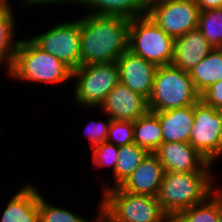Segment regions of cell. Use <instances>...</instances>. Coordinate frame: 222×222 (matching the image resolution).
Returning <instances> with one entry per match:
<instances>
[{
	"instance_id": "cell-1",
	"label": "cell",
	"mask_w": 222,
	"mask_h": 222,
	"mask_svg": "<svg viewBox=\"0 0 222 222\" xmlns=\"http://www.w3.org/2000/svg\"><path fill=\"white\" fill-rule=\"evenodd\" d=\"M80 21V66L117 62L128 49L130 20L85 14Z\"/></svg>"
},
{
	"instance_id": "cell-2",
	"label": "cell",
	"mask_w": 222,
	"mask_h": 222,
	"mask_svg": "<svg viewBox=\"0 0 222 222\" xmlns=\"http://www.w3.org/2000/svg\"><path fill=\"white\" fill-rule=\"evenodd\" d=\"M212 174V172H164L157 200L170 219L210 196L212 188L216 185Z\"/></svg>"
},
{
	"instance_id": "cell-3",
	"label": "cell",
	"mask_w": 222,
	"mask_h": 222,
	"mask_svg": "<svg viewBox=\"0 0 222 222\" xmlns=\"http://www.w3.org/2000/svg\"><path fill=\"white\" fill-rule=\"evenodd\" d=\"M7 71L10 78L22 82L63 85L72 79L70 67L43 51L29 37L20 40L14 60Z\"/></svg>"
},
{
	"instance_id": "cell-4",
	"label": "cell",
	"mask_w": 222,
	"mask_h": 222,
	"mask_svg": "<svg viewBox=\"0 0 222 222\" xmlns=\"http://www.w3.org/2000/svg\"><path fill=\"white\" fill-rule=\"evenodd\" d=\"M102 194L98 207L102 222H171L157 197L132 194L120 186Z\"/></svg>"
},
{
	"instance_id": "cell-5",
	"label": "cell",
	"mask_w": 222,
	"mask_h": 222,
	"mask_svg": "<svg viewBox=\"0 0 222 222\" xmlns=\"http://www.w3.org/2000/svg\"><path fill=\"white\" fill-rule=\"evenodd\" d=\"M199 100L200 94L196 91L189 72L173 65L157 67L152 93L148 99L151 112L190 106Z\"/></svg>"
},
{
	"instance_id": "cell-6",
	"label": "cell",
	"mask_w": 222,
	"mask_h": 222,
	"mask_svg": "<svg viewBox=\"0 0 222 222\" xmlns=\"http://www.w3.org/2000/svg\"><path fill=\"white\" fill-rule=\"evenodd\" d=\"M128 50L157 67L171 65L174 38L157 26L148 15L130 20Z\"/></svg>"
},
{
	"instance_id": "cell-7",
	"label": "cell",
	"mask_w": 222,
	"mask_h": 222,
	"mask_svg": "<svg viewBox=\"0 0 222 222\" xmlns=\"http://www.w3.org/2000/svg\"><path fill=\"white\" fill-rule=\"evenodd\" d=\"M74 100L82 107L100 106L108 93L120 82L116 62L83 65L72 70Z\"/></svg>"
},
{
	"instance_id": "cell-8",
	"label": "cell",
	"mask_w": 222,
	"mask_h": 222,
	"mask_svg": "<svg viewBox=\"0 0 222 222\" xmlns=\"http://www.w3.org/2000/svg\"><path fill=\"white\" fill-rule=\"evenodd\" d=\"M200 9L194 0L149 2L147 15L172 38L198 28Z\"/></svg>"
},
{
	"instance_id": "cell-9",
	"label": "cell",
	"mask_w": 222,
	"mask_h": 222,
	"mask_svg": "<svg viewBox=\"0 0 222 222\" xmlns=\"http://www.w3.org/2000/svg\"><path fill=\"white\" fill-rule=\"evenodd\" d=\"M30 39L43 51L52 54L72 70L80 67L79 19L58 23Z\"/></svg>"
},
{
	"instance_id": "cell-10",
	"label": "cell",
	"mask_w": 222,
	"mask_h": 222,
	"mask_svg": "<svg viewBox=\"0 0 222 222\" xmlns=\"http://www.w3.org/2000/svg\"><path fill=\"white\" fill-rule=\"evenodd\" d=\"M219 111L206 105L201 99L194 104V123L189 137L193 146L208 162L219 158Z\"/></svg>"
},
{
	"instance_id": "cell-11",
	"label": "cell",
	"mask_w": 222,
	"mask_h": 222,
	"mask_svg": "<svg viewBox=\"0 0 222 222\" xmlns=\"http://www.w3.org/2000/svg\"><path fill=\"white\" fill-rule=\"evenodd\" d=\"M154 153L164 172H212L214 166L187 142H163Z\"/></svg>"
},
{
	"instance_id": "cell-12",
	"label": "cell",
	"mask_w": 222,
	"mask_h": 222,
	"mask_svg": "<svg viewBox=\"0 0 222 222\" xmlns=\"http://www.w3.org/2000/svg\"><path fill=\"white\" fill-rule=\"evenodd\" d=\"M111 120L135 122L149 110L148 99L119 82L99 106Z\"/></svg>"
},
{
	"instance_id": "cell-13",
	"label": "cell",
	"mask_w": 222,
	"mask_h": 222,
	"mask_svg": "<svg viewBox=\"0 0 222 222\" xmlns=\"http://www.w3.org/2000/svg\"><path fill=\"white\" fill-rule=\"evenodd\" d=\"M120 82L130 90L149 99L157 70L155 64L126 50L118 59Z\"/></svg>"
},
{
	"instance_id": "cell-14",
	"label": "cell",
	"mask_w": 222,
	"mask_h": 222,
	"mask_svg": "<svg viewBox=\"0 0 222 222\" xmlns=\"http://www.w3.org/2000/svg\"><path fill=\"white\" fill-rule=\"evenodd\" d=\"M163 174L158 156L149 153L120 187L132 194L157 197Z\"/></svg>"
},
{
	"instance_id": "cell-15",
	"label": "cell",
	"mask_w": 222,
	"mask_h": 222,
	"mask_svg": "<svg viewBox=\"0 0 222 222\" xmlns=\"http://www.w3.org/2000/svg\"><path fill=\"white\" fill-rule=\"evenodd\" d=\"M213 49L214 47L198 29L188 31L174 39L171 65L190 72Z\"/></svg>"
},
{
	"instance_id": "cell-16",
	"label": "cell",
	"mask_w": 222,
	"mask_h": 222,
	"mask_svg": "<svg viewBox=\"0 0 222 222\" xmlns=\"http://www.w3.org/2000/svg\"><path fill=\"white\" fill-rule=\"evenodd\" d=\"M159 119L163 142H187L194 123V105L154 112Z\"/></svg>"
},
{
	"instance_id": "cell-17",
	"label": "cell",
	"mask_w": 222,
	"mask_h": 222,
	"mask_svg": "<svg viewBox=\"0 0 222 222\" xmlns=\"http://www.w3.org/2000/svg\"><path fill=\"white\" fill-rule=\"evenodd\" d=\"M0 222H39V190L32 184L23 186L8 201Z\"/></svg>"
},
{
	"instance_id": "cell-18",
	"label": "cell",
	"mask_w": 222,
	"mask_h": 222,
	"mask_svg": "<svg viewBox=\"0 0 222 222\" xmlns=\"http://www.w3.org/2000/svg\"><path fill=\"white\" fill-rule=\"evenodd\" d=\"M90 15L120 16L129 20L147 15L149 0H82Z\"/></svg>"
},
{
	"instance_id": "cell-19",
	"label": "cell",
	"mask_w": 222,
	"mask_h": 222,
	"mask_svg": "<svg viewBox=\"0 0 222 222\" xmlns=\"http://www.w3.org/2000/svg\"><path fill=\"white\" fill-rule=\"evenodd\" d=\"M196 91L201 95L215 82L222 80V48H214L190 72Z\"/></svg>"
},
{
	"instance_id": "cell-20",
	"label": "cell",
	"mask_w": 222,
	"mask_h": 222,
	"mask_svg": "<svg viewBox=\"0 0 222 222\" xmlns=\"http://www.w3.org/2000/svg\"><path fill=\"white\" fill-rule=\"evenodd\" d=\"M8 0H0V66H11L20 40L15 41V17ZM5 62V63H4Z\"/></svg>"
},
{
	"instance_id": "cell-21",
	"label": "cell",
	"mask_w": 222,
	"mask_h": 222,
	"mask_svg": "<svg viewBox=\"0 0 222 222\" xmlns=\"http://www.w3.org/2000/svg\"><path fill=\"white\" fill-rule=\"evenodd\" d=\"M149 153L150 152L148 150L138 146L134 142L128 145L119 146L117 162L113 172L114 184L105 185L104 183V189L102 188V190L106 191L114 187H119L133 173V171L140 165V163Z\"/></svg>"
},
{
	"instance_id": "cell-22",
	"label": "cell",
	"mask_w": 222,
	"mask_h": 222,
	"mask_svg": "<svg viewBox=\"0 0 222 222\" xmlns=\"http://www.w3.org/2000/svg\"><path fill=\"white\" fill-rule=\"evenodd\" d=\"M134 143L154 153L162 144V130L158 116L149 111L133 122Z\"/></svg>"
},
{
	"instance_id": "cell-23",
	"label": "cell",
	"mask_w": 222,
	"mask_h": 222,
	"mask_svg": "<svg viewBox=\"0 0 222 222\" xmlns=\"http://www.w3.org/2000/svg\"><path fill=\"white\" fill-rule=\"evenodd\" d=\"M197 29L214 48H222V8L200 11Z\"/></svg>"
},
{
	"instance_id": "cell-24",
	"label": "cell",
	"mask_w": 222,
	"mask_h": 222,
	"mask_svg": "<svg viewBox=\"0 0 222 222\" xmlns=\"http://www.w3.org/2000/svg\"><path fill=\"white\" fill-rule=\"evenodd\" d=\"M171 222H218L216 202L209 196L203 202L181 211Z\"/></svg>"
},
{
	"instance_id": "cell-25",
	"label": "cell",
	"mask_w": 222,
	"mask_h": 222,
	"mask_svg": "<svg viewBox=\"0 0 222 222\" xmlns=\"http://www.w3.org/2000/svg\"><path fill=\"white\" fill-rule=\"evenodd\" d=\"M45 200V197L39 193V222H92L67 208L57 207ZM94 220L98 222L100 214Z\"/></svg>"
},
{
	"instance_id": "cell-26",
	"label": "cell",
	"mask_w": 222,
	"mask_h": 222,
	"mask_svg": "<svg viewBox=\"0 0 222 222\" xmlns=\"http://www.w3.org/2000/svg\"><path fill=\"white\" fill-rule=\"evenodd\" d=\"M107 142L116 146H124L134 142L133 122L111 120Z\"/></svg>"
},
{
	"instance_id": "cell-27",
	"label": "cell",
	"mask_w": 222,
	"mask_h": 222,
	"mask_svg": "<svg viewBox=\"0 0 222 222\" xmlns=\"http://www.w3.org/2000/svg\"><path fill=\"white\" fill-rule=\"evenodd\" d=\"M92 150V165L96 164V168L110 166L113 169L111 171L114 172L119 153V146L105 141L93 146Z\"/></svg>"
},
{
	"instance_id": "cell-28",
	"label": "cell",
	"mask_w": 222,
	"mask_h": 222,
	"mask_svg": "<svg viewBox=\"0 0 222 222\" xmlns=\"http://www.w3.org/2000/svg\"><path fill=\"white\" fill-rule=\"evenodd\" d=\"M111 119L108 117L106 121H91L85 128V133L89 137V144L91 147L101 144L107 140ZM87 129V130H86Z\"/></svg>"
},
{
	"instance_id": "cell-29",
	"label": "cell",
	"mask_w": 222,
	"mask_h": 222,
	"mask_svg": "<svg viewBox=\"0 0 222 222\" xmlns=\"http://www.w3.org/2000/svg\"><path fill=\"white\" fill-rule=\"evenodd\" d=\"M200 99L208 106L219 110L222 108V80L212 84L201 95Z\"/></svg>"
},
{
	"instance_id": "cell-30",
	"label": "cell",
	"mask_w": 222,
	"mask_h": 222,
	"mask_svg": "<svg viewBox=\"0 0 222 222\" xmlns=\"http://www.w3.org/2000/svg\"><path fill=\"white\" fill-rule=\"evenodd\" d=\"M210 197L216 202L218 222H222V188H218V185H215L211 192Z\"/></svg>"
},
{
	"instance_id": "cell-31",
	"label": "cell",
	"mask_w": 222,
	"mask_h": 222,
	"mask_svg": "<svg viewBox=\"0 0 222 222\" xmlns=\"http://www.w3.org/2000/svg\"><path fill=\"white\" fill-rule=\"evenodd\" d=\"M22 1V4L23 5H30V6H33V5H43V4H54V3H66L67 4V2H68V4H69V2L72 4V3H74V4H78V5H80V3L82 2V0H21Z\"/></svg>"
},
{
	"instance_id": "cell-32",
	"label": "cell",
	"mask_w": 222,
	"mask_h": 222,
	"mask_svg": "<svg viewBox=\"0 0 222 222\" xmlns=\"http://www.w3.org/2000/svg\"><path fill=\"white\" fill-rule=\"evenodd\" d=\"M200 11L222 8V0H194Z\"/></svg>"
},
{
	"instance_id": "cell-33",
	"label": "cell",
	"mask_w": 222,
	"mask_h": 222,
	"mask_svg": "<svg viewBox=\"0 0 222 222\" xmlns=\"http://www.w3.org/2000/svg\"><path fill=\"white\" fill-rule=\"evenodd\" d=\"M218 111L221 118V128L219 132V158H220L222 155V108L219 109Z\"/></svg>"
},
{
	"instance_id": "cell-34",
	"label": "cell",
	"mask_w": 222,
	"mask_h": 222,
	"mask_svg": "<svg viewBox=\"0 0 222 222\" xmlns=\"http://www.w3.org/2000/svg\"><path fill=\"white\" fill-rule=\"evenodd\" d=\"M162 1H170V0H149V2H162Z\"/></svg>"
}]
</instances>
